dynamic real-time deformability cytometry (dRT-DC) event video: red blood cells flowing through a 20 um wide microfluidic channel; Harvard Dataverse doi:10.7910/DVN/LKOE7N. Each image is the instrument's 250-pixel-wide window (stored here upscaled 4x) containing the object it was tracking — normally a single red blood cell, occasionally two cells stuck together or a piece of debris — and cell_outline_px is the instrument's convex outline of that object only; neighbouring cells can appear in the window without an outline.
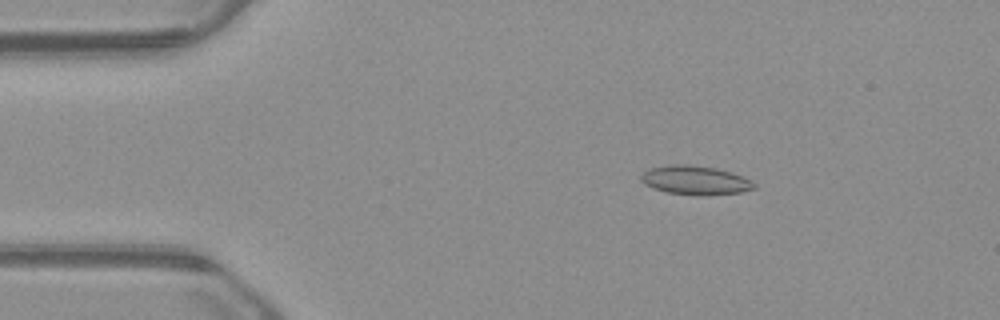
{"species": "common noctule bat (a hibernating species)", "species_latin": "Nyctalus noctula", "temperature_condition": "warm", "stored_images_in_passage": 54, "camera_frame_rate_fps": 3000, "um_per_image_px": 0.085, "animal": {"sex": "male", "body_mass_g": 23.1, "forearm_length_mm": 52.7}, "frame": {"image": 1, "passage_image": 9, "time_ms": 2.667, "image_size_px": [1000, 320], "cell_outline_px": [[756, 188], [740, 192], [696, 196], [668, 192], [652, 188], [644, 184], [640, 180], [640, 176], [648, 168], [672, 164], [688, 164], [716, 168], [732, 172], [744, 176], [752, 180], [756, 184]], "centroid_in_image_um": [59.1, 15.31], "position_along_channel_um": 25.9, "area_um2": 19.31}}
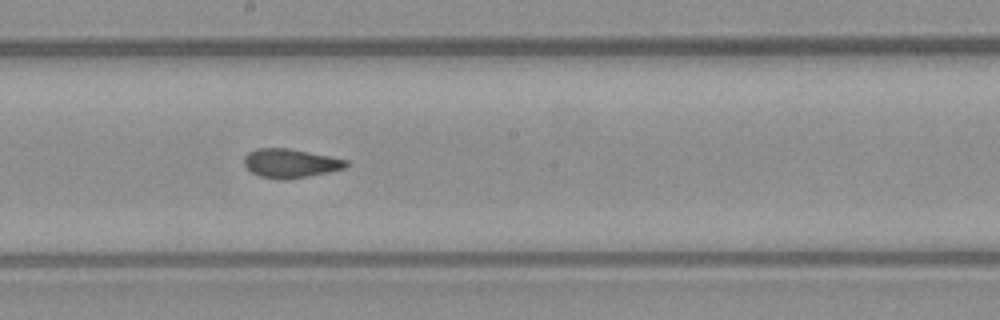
{"frame": {"image": 2, "passage_image": 29, "time_ms": 9.333, "image_size_px": [1000, 320], "cell_outline_px": [[348, 164], [344, 168], [328, 172], [308, 176], [284, 180], [260, 176], [252, 172], [244, 164], [244, 156], [248, 152], [256, 148], [288, 148], [348, 160]], "centroid_in_image_um": [24.66, 13.87], "position_along_channel_um": 223.5, "area_um2": 16.99}}
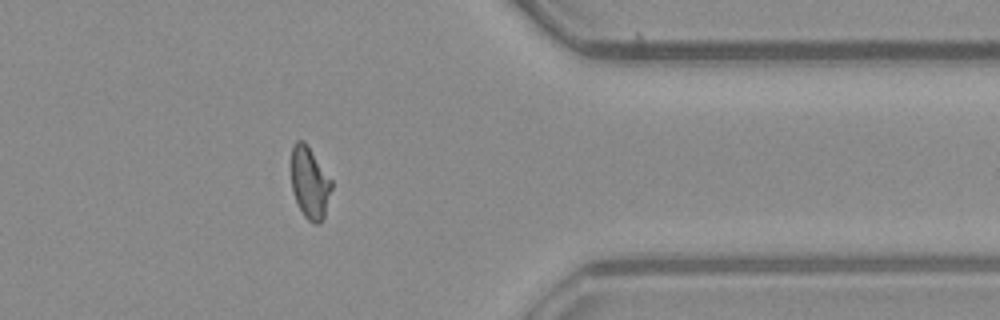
{"frame": {"image": 3, "passage_image": 43, "time_ms": 14.0, "image_size_px": [1000, 320], "cell_outline_px": [[332, 188], [324, 216], [320, 224], [316, 224], [308, 220], [304, 216], [296, 200], [292, 188], [292, 144], [296, 140], [304, 140], [332, 180]], "centroid_in_image_um": [26.34, 15.52], "position_along_channel_um": 385.1, "area_um2": 16.7}, "authors_computed_cell_mechanics": {"area_um2": 17.5134, "velocity_mm_per_s": 3.8596, "shape_relaxation_time_tau1_ms": null, "shape_relaxation_time_tau2_ms": 1.6696, "deformation_change_tau1": null, "deformation_change_tau2": 0.0646}}